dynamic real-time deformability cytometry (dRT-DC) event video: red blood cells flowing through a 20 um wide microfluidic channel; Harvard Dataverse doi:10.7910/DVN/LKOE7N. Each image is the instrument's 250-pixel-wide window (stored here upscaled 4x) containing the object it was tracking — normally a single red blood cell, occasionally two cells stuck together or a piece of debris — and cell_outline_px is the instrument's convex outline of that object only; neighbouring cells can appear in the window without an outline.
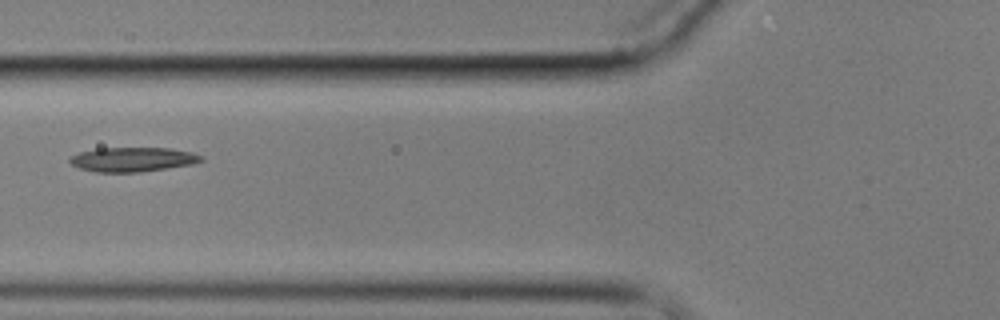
{"species": "common noctule bat (a hibernating species)", "species_latin": "Nyctalus noctula", "temperature_condition": "cold", "stored_images_in_passage": 12, "camera_frame_rate_fps": 3000, "um_per_image_px": 0.085, "animal": {"sex": "male", "body_mass_g": 17.9}, "frame": {"image": 1, "passage_image": 3, "time_ms": 2.333, "image_size_px": [1000, 320], "cell_outline_px": [[204, 160], [192, 164], [140, 172], [96, 172], [80, 168], [72, 164], [68, 160], [68, 156], [80, 152], [96, 148], [168, 148], [192, 152], [204, 156]], "centroid_in_image_um": [11.26, 13.54], "position_along_channel_um": 114.5, "area_um2": 18.73}}
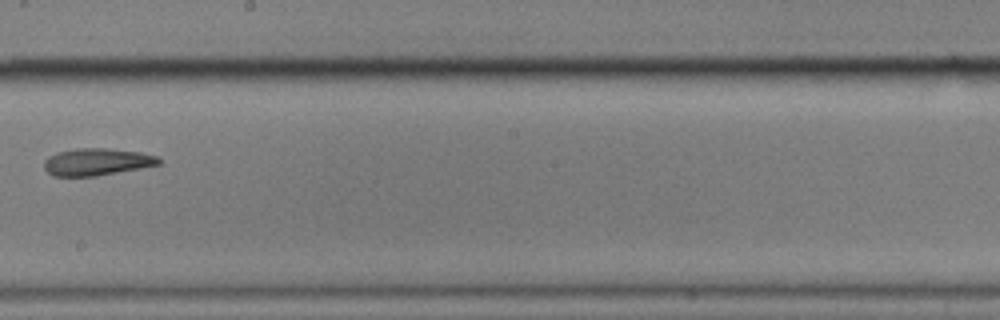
{"frame": {"image": 2, "passage_image": 6, "time_ms": 6.0, "image_size_px": [1000, 320], "cell_outline_px": [[160, 164], [140, 168], [96, 176], [52, 176], [44, 168], [44, 160], [48, 156], [56, 152], [76, 148], [108, 148], [140, 152], [156, 156], [160, 160]], "centroid_in_image_um": [8.19, 13.75], "position_along_channel_um": 240.0, "area_um2": 18.15}}
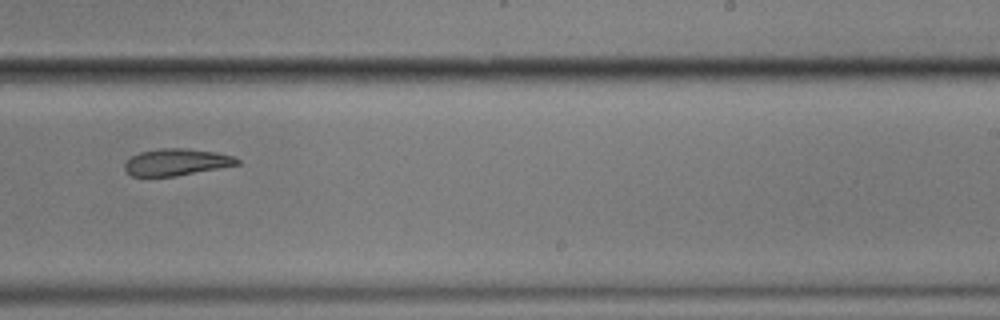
{"frame": {"image": 3, "passage_image": 7, "time_ms": 7.0, "image_size_px": [1000, 320], "cell_outline_px": [[240, 164], [220, 168], [176, 176], [132, 176], [124, 168], [124, 164], [132, 156], [140, 152], [160, 148], [184, 148], [216, 152], [232, 156], [240, 160]], "centroid_in_image_um": [15.01, 13.78], "position_along_channel_um": 274.0, "area_um2": 17.46}, "authors_computed_cell_mechanics": {"area_um2": 19.2474, "velocity_mm_per_s": 3.4271, "shape_relaxation_time_tau1_ms": 5.0914, "shape_relaxation_time_tau2_ms": null, "deformation_change_tau1": 0.1173, "deformation_change_tau2": null}}